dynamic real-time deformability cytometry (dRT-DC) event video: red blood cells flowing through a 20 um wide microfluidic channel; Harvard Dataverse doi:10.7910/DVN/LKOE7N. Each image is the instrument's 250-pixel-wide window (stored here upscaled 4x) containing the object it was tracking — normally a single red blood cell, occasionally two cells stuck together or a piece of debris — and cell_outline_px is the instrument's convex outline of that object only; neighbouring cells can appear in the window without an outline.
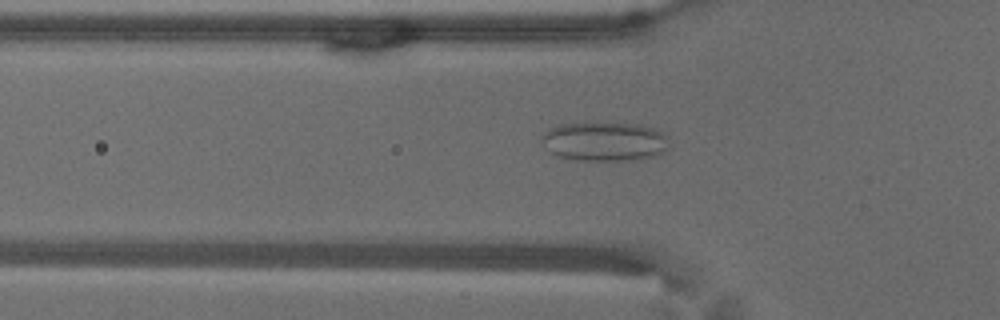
{"species": "common noctule bat (a hibernating species)", "species_latin": "Nyctalus noctula", "temperature_condition": "warm", "stored_images_in_passage": 50, "camera_frame_rate_fps": 3000, "um_per_image_px": 0.085, "animal": {"sex": "male", "body_mass_g": 18.8}, "frame": {"image": 1, "passage_image": 13, "time_ms": 4.0, "image_size_px": [1000, 320], "cell_outline_px": [[668, 148], [652, 156], [628, 160], [580, 160], [556, 156], [544, 148], [540, 140], [540, 136], [544, 132], [560, 124], [640, 124], [656, 128], [668, 136]], "centroid_in_image_um": [51.36, 12.03], "position_along_channel_um": 74.4, "area_um2": 28.84}}
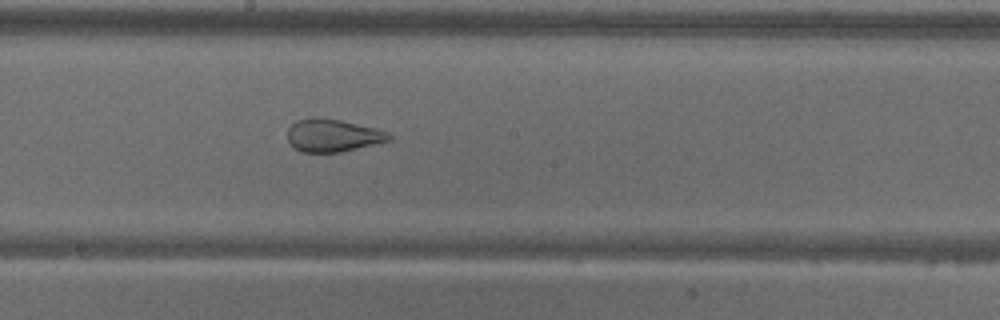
{"frame": {"image": 2, "passage_image": 25, "time_ms": 8.0, "image_size_px": [1000, 320], "cell_outline_px": [[392, 140], [340, 152], [300, 152], [288, 140], [288, 128], [296, 120], [312, 116], [320, 116], [340, 120], [376, 128], [392, 136]], "centroid_in_image_um": [28.26, 11.49], "position_along_channel_um": 219.9, "area_um2": 19.36}}
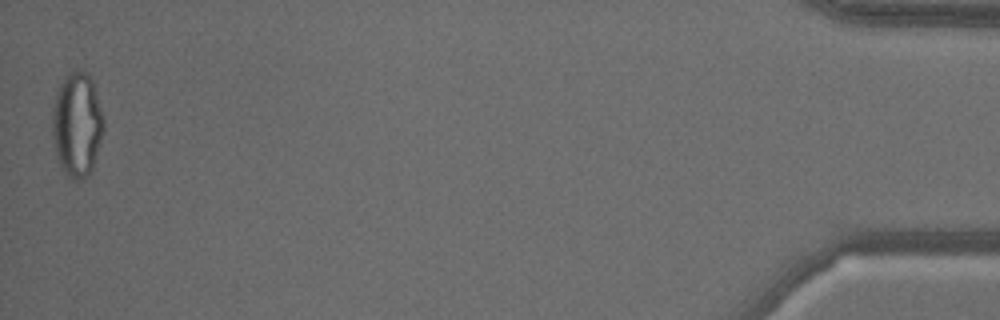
{"frame": {"image": 3, "passage_image": 50, "time_ms": 16.333, "image_size_px": [1000, 320], "cell_outline_px": [[104, 132], [92, 168], [80, 180], [72, 180], [64, 172], [56, 156], [52, 136], [52, 112], [56, 96], [60, 84], [64, 76], [76, 68], [80, 68], [88, 72], [92, 80], [104, 120]], "centroid_in_image_um": [6.54, 10.55], "position_along_channel_um": 428.7, "area_um2": 31.33}, "authors_computed_cell_mechanics": {"area_um2": 26.5013, "velocity_mm_per_s": 3.6055, "shape_relaxation_time_tau1_ms": null, "shape_relaxation_time_tau2_ms": 1.143, "deformation_change_tau1": null, "deformation_change_tau2": 0.0912}}